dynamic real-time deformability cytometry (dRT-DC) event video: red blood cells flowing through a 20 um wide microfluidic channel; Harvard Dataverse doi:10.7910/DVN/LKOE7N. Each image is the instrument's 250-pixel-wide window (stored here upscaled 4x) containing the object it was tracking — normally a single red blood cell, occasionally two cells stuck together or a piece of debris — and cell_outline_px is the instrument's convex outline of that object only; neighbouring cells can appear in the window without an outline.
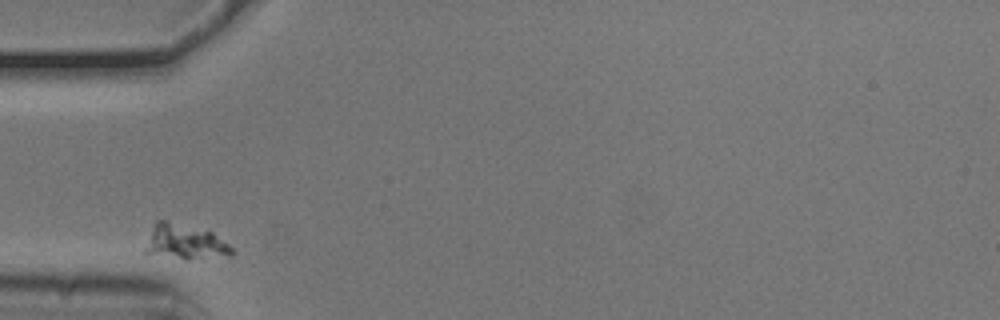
{"species": "common noctule bat (a hibernating species)", "species_latin": "Nyctalus noctula", "temperature_condition": "cold", "stored_images_in_passage": 30, "camera_frame_rate_fps": 3000, "um_per_image_px": 0.085, "animal": {"sex": "male", "body_mass_g": 20.5, "forearm_length_mm": 52.5}, "frame": {"image": 1, "passage_image": 1, "time_ms": 0.0, "image_size_px": [1000, 320], "cell_outline_px": [[232, 256], [188, 260], [140, 252], [156, 220], [164, 220], [212, 232], [228, 244], [232, 248]], "centroid_in_image_um": [15.67, 20.6], "position_along_channel_um": 69.3, "area_um2": 17.8}}
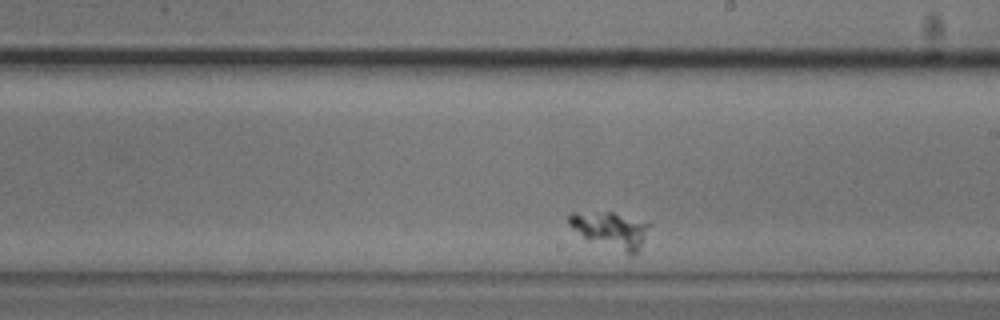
{"frame": {"image": 2, "passage_image": 17, "time_ms": 5.333, "image_size_px": [1000, 320], "cell_outline_px": [[652, 224], [640, 248], [632, 256], [584, 236], [572, 228], [568, 224], [568, 216], [572, 212], [612, 212]], "centroid_in_image_um": [51.95, 19.53], "position_along_channel_um": 237.1, "area_um2": 16.53}}
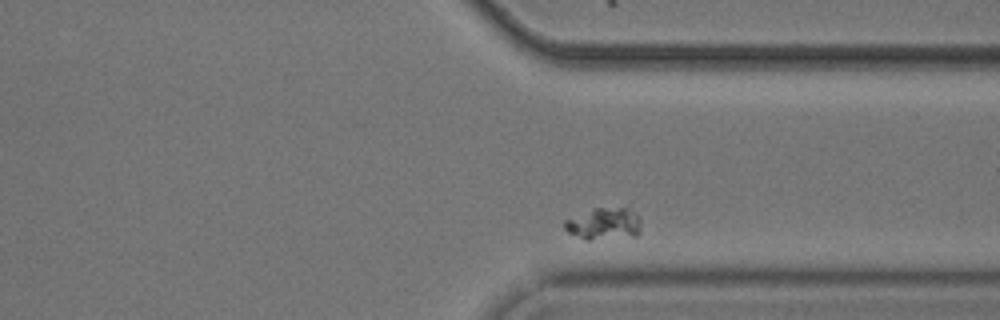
{"frame": {"image": 3, "passage_image": 28, "time_ms": 9.0, "image_size_px": [1000, 320], "cell_outline_px": [[640, 232], [636, 236], [588, 240], [584, 240], [568, 232], [564, 228], [564, 220], [596, 208], [628, 208], [640, 216]], "centroid_in_image_um": [51.36, 19.04], "position_along_channel_um": 360.0, "area_um2": 14.22}}